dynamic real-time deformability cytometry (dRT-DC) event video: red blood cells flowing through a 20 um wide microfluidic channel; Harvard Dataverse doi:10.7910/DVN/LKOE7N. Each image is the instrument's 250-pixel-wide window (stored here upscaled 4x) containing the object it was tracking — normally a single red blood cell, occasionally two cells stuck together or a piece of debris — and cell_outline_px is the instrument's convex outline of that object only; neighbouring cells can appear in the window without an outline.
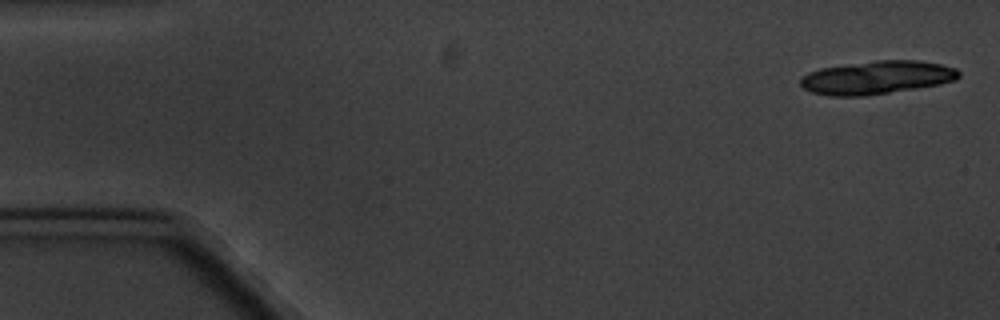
{"species": "common noctule bat (a hibernating species)", "species_latin": "Nyctalus noctula", "temperature_condition": "cold", "stored_images_in_passage": 7, "segment_of_instrument_passage": [1, 2], "camera_frame_rate_fps": 3000, "um_per_image_px": 0.085, "animal": {"sex": "male", "body_mass_g": 20.1, "forearm_length_mm": 53.5}, "frame": {"image": 1, "passage_image": 1, "time_ms": 0.0, "image_size_px": [1000, 320], "cell_outline_px": [[960, 76], [956, 80], [940, 84], [916, 88], [864, 96], [828, 96], [812, 92], [804, 88], [800, 84], [800, 76], [808, 72], [820, 68], [876, 60], [916, 60], [940, 64], [956, 68], [960, 72]], "centroid_in_image_um": [74.51, 6.59], "position_along_channel_um": 10.5, "area_um2": 30.75}}